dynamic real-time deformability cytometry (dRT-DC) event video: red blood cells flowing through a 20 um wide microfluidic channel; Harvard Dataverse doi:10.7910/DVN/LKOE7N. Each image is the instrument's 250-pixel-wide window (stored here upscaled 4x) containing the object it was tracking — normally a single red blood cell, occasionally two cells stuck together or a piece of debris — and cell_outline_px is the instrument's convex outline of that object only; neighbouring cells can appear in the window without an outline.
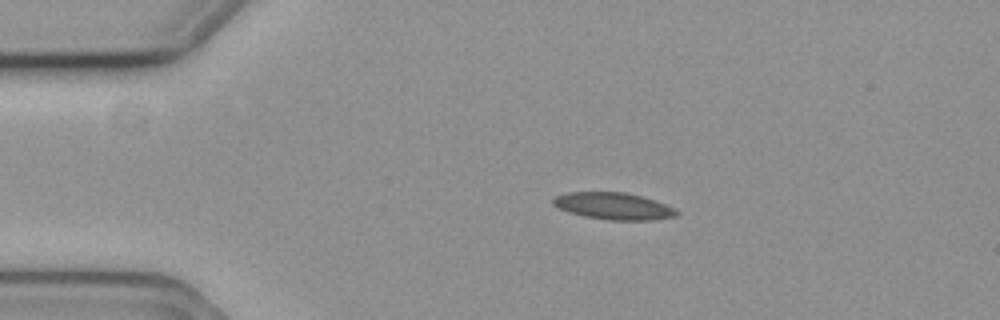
{"species": "common noctule bat (a hibernating species)", "species_latin": "Nyctalus noctula", "temperature_condition": "cold", "stored_images_in_passage": 6, "camera_frame_rate_fps": 3000, "um_per_image_px": 0.085, "animal": {"sex": "female", "body_mass_g": 19.3, "forearm_length_mm": 54.1}, "frame": {"image": 1, "passage_image": 2, "time_ms": 0.333, "image_size_px": [1000, 320], "cell_outline_px": [[680, 212], [676, 216], [652, 220], [608, 220], [584, 216], [568, 212], [556, 208], [552, 204], [552, 200], [556, 196], [568, 192], [624, 192], [640, 196], [676, 208]], "centroid_in_image_um": [52.12, 17.52], "position_along_channel_um": 32.9, "area_um2": 19.36}}
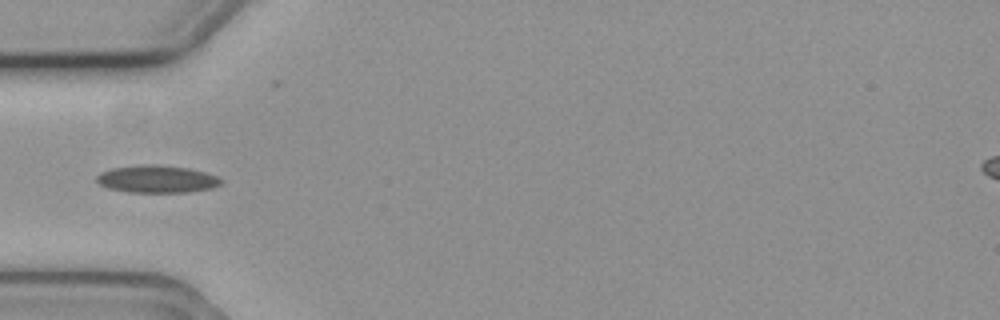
{"frame": {"image": 2, "passage_image": 4, "time_ms": 1.0, "image_size_px": [1000, 320], "cell_outline_px": [[224, 180], [220, 184], [212, 188], [188, 192], [128, 192], [108, 188], [100, 184], [96, 180], [96, 176], [100, 172], [112, 168], [148, 164], [152, 164], [188, 168], [204, 172], [216, 176]], "centroid_in_image_um": [13.33, 15.22], "position_along_channel_um": 71.7, "area_um2": 19.77}}
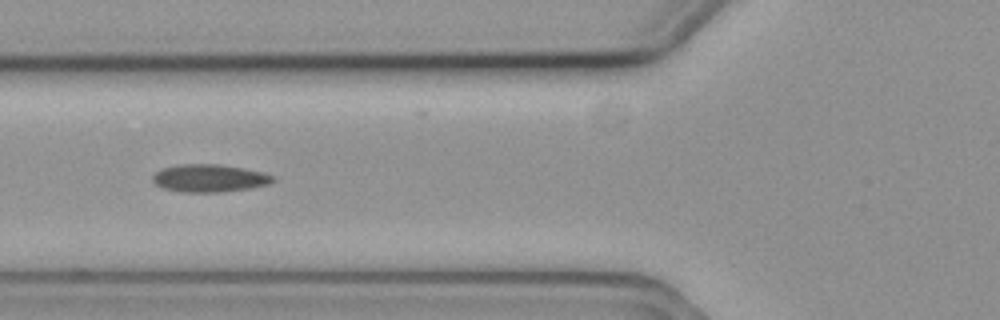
{"frame": {"image": 3, "passage_image": 5, "time_ms": 1.333, "image_size_px": [1000, 320], "cell_outline_px": [[276, 180], [268, 184], [252, 188], [224, 192], [180, 192], [164, 188], [156, 184], [152, 180], [152, 176], [156, 172], [164, 168], [176, 164], [220, 164], [244, 168], [264, 172], [276, 176]], "centroid_in_image_um": [17.85, 15.14], "position_along_channel_um": 108.0, "area_um2": 19.65}}